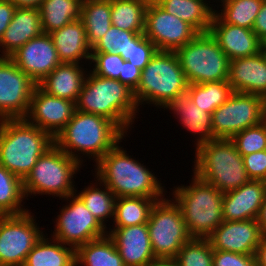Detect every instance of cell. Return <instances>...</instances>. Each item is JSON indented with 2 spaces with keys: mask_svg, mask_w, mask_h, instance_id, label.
Segmentation results:
<instances>
[{
  "mask_svg": "<svg viewBox=\"0 0 266 266\" xmlns=\"http://www.w3.org/2000/svg\"><path fill=\"white\" fill-rule=\"evenodd\" d=\"M119 141L96 164L93 176L119 197H146L156 201L168 193L161 180L138 160L134 159Z\"/></svg>",
  "mask_w": 266,
  "mask_h": 266,
  "instance_id": "6da1fadb",
  "label": "cell"
},
{
  "mask_svg": "<svg viewBox=\"0 0 266 266\" xmlns=\"http://www.w3.org/2000/svg\"><path fill=\"white\" fill-rule=\"evenodd\" d=\"M127 136L129 135L108 118L75 110L72 119L55 137L54 143L84 166V158H92L96 164Z\"/></svg>",
  "mask_w": 266,
  "mask_h": 266,
  "instance_id": "7a4b0ae2",
  "label": "cell"
},
{
  "mask_svg": "<svg viewBox=\"0 0 266 266\" xmlns=\"http://www.w3.org/2000/svg\"><path fill=\"white\" fill-rule=\"evenodd\" d=\"M75 105L81 112L108 118L126 135L134 128L132 124L140 111L133 90L117 79L101 77L91 70L87 72Z\"/></svg>",
  "mask_w": 266,
  "mask_h": 266,
  "instance_id": "3957f363",
  "label": "cell"
},
{
  "mask_svg": "<svg viewBox=\"0 0 266 266\" xmlns=\"http://www.w3.org/2000/svg\"><path fill=\"white\" fill-rule=\"evenodd\" d=\"M54 139L25 118L0 120V165L22 180Z\"/></svg>",
  "mask_w": 266,
  "mask_h": 266,
  "instance_id": "277c9868",
  "label": "cell"
},
{
  "mask_svg": "<svg viewBox=\"0 0 266 266\" xmlns=\"http://www.w3.org/2000/svg\"><path fill=\"white\" fill-rule=\"evenodd\" d=\"M189 185H178L172 199L180 207L191 238L207 239L223 222V193L192 174Z\"/></svg>",
  "mask_w": 266,
  "mask_h": 266,
  "instance_id": "5b68a950",
  "label": "cell"
},
{
  "mask_svg": "<svg viewBox=\"0 0 266 266\" xmlns=\"http://www.w3.org/2000/svg\"><path fill=\"white\" fill-rule=\"evenodd\" d=\"M188 85L175 51H157L142 70L134 98L139 109L142 104L160 109L186 94Z\"/></svg>",
  "mask_w": 266,
  "mask_h": 266,
  "instance_id": "8992f818",
  "label": "cell"
},
{
  "mask_svg": "<svg viewBox=\"0 0 266 266\" xmlns=\"http://www.w3.org/2000/svg\"><path fill=\"white\" fill-rule=\"evenodd\" d=\"M194 151L193 173L223 194L250 180L243 157L231 139L217 138Z\"/></svg>",
  "mask_w": 266,
  "mask_h": 266,
  "instance_id": "52a82bcc",
  "label": "cell"
},
{
  "mask_svg": "<svg viewBox=\"0 0 266 266\" xmlns=\"http://www.w3.org/2000/svg\"><path fill=\"white\" fill-rule=\"evenodd\" d=\"M81 167L82 164L54 143L39 157L31 172L23 180L26 199L32 198V194V196L41 194L59 197L60 200L74 194L77 188L73 178L77 172H80Z\"/></svg>",
  "mask_w": 266,
  "mask_h": 266,
  "instance_id": "ba28073f",
  "label": "cell"
},
{
  "mask_svg": "<svg viewBox=\"0 0 266 266\" xmlns=\"http://www.w3.org/2000/svg\"><path fill=\"white\" fill-rule=\"evenodd\" d=\"M175 53L189 84L228 81L230 60L210 32L198 33Z\"/></svg>",
  "mask_w": 266,
  "mask_h": 266,
  "instance_id": "9c48e42d",
  "label": "cell"
},
{
  "mask_svg": "<svg viewBox=\"0 0 266 266\" xmlns=\"http://www.w3.org/2000/svg\"><path fill=\"white\" fill-rule=\"evenodd\" d=\"M147 227L156 258H176L181 247L191 239L180 207L169 197L152 206Z\"/></svg>",
  "mask_w": 266,
  "mask_h": 266,
  "instance_id": "30bf717a",
  "label": "cell"
},
{
  "mask_svg": "<svg viewBox=\"0 0 266 266\" xmlns=\"http://www.w3.org/2000/svg\"><path fill=\"white\" fill-rule=\"evenodd\" d=\"M266 120V99L248 93L233 92L229 99L212 113L216 138L231 139L235 134Z\"/></svg>",
  "mask_w": 266,
  "mask_h": 266,
  "instance_id": "8fae6325",
  "label": "cell"
},
{
  "mask_svg": "<svg viewBox=\"0 0 266 266\" xmlns=\"http://www.w3.org/2000/svg\"><path fill=\"white\" fill-rule=\"evenodd\" d=\"M32 212L0 215V266H23L27 254L46 234Z\"/></svg>",
  "mask_w": 266,
  "mask_h": 266,
  "instance_id": "7c38bea8",
  "label": "cell"
},
{
  "mask_svg": "<svg viewBox=\"0 0 266 266\" xmlns=\"http://www.w3.org/2000/svg\"><path fill=\"white\" fill-rule=\"evenodd\" d=\"M61 200L68 204H63L59 209L51 237L76 250L80 245L108 234V229L91 214L75 193Z\"/></svg>",
  "mask_w": 266,
  "mask_h": 266,
  "instance_id": "4fadbf2b",
  "label": "cell"
},
{
  "mask_svg": "<svg viewBox=\"0 0 266 266\" xmlns=\"http://www.w3.org/2000/svg\"><path fill=\"white\" fill-rule=\"evenodd\" d=\"M36 86L9 57H0V120L25 118Z\"/></svg>",
  "mask_w": 266,
  "mask_h": 266,
  "instance_id": "5bb4252c",
  "label": "cell"
},
{
  "mask_svg": "<svg viewBox=\"0 0 266 266\" xmlns=\"http://www.w3.org/2000/svg\"><path fill=\"white\" fill-rule=\"evenodd\" d=\"M199 32L189 23L167 13L156 2L146 9L144 35L158 51H176L190 42Z\"/></svg>",
  "mask_w": 266,
  "mask_h": 266,
  "instance_id": "9a60e30c",
  "label": "cell"
},
{
  "mask_svg": "<svg viewBox=\"0 0 266 266\" xmlns=\"http://www.w3.org/2000/svg\"><path fill=\"white\" fill-rule=\"evenodd\" d=\"M75 110V102L48 95L37 85L25 119L55 139L72 119Z\"/></svg>",
  "mask_w": 266,
  "mask_h": 266,
  "instance_id": "2e32d148",
  "label": "cell"
},
{
  "mask_svg": "<svg viewBox=\"0 0 266 266\" xmlns=\"http://www.w3.org/2000/svg\"><path fill=\"white\" fill-rule=\"evenodd\" d=\"M9 58L37 85L61 63L48 33L29 40Z\"/></svg>",
  "mask_w": 266,
  "mask_h": 266,
  "instance_id": "e0dca14e",
  "label": "cell"
},
{
  "mask_svg": "<svg viewBox=\"0 0 266 266\" xmlns=\"http://www.w3.org/2000/svg\"><path fill=\"white\" fill-rule=\"evenodd\" d=\"M264 234L257 219L223 221L207 239L213 250L255 255Z\"/></svg>",
  "mask_w": 266,
  "mask_h": 266,
  "instance_id": "ac0fdd59",
  "label": "cell"
},
{
  "mask_svg": "<svg viewBox=\"0 0 266 266\" xmlns=\"http://www.w3.org/2000/svg\"><path fill=\"white\" fill-rule=\"evenodd\" d=\"M108 235L113 239L125 266H146L156 259L153 254L147 223L113 227Z\"/></svg>",
  "mask_w": 266,
  "mask_h": 266,
  "instance_id": "d6986e66",
  "label": "cell"
},
{
  "mask_svg": "<svg viewBox=\"0 0 266 266\" xmlns=\"http://www.w3.org/2000/svg\"><path fill=\"white\" fill-rule=\"evenodd\" d=\"M209 32L229 60L254 56L262 51L261 40L252 29L224 23L215 13Z\"/></svg>",
  "mask_w": 266,
  "mask_h": 266,
  "instance_id": "ffe728a7",
  "label": "cell"
},
{
  "mask_svg": "<svg viewBox=\"0 0 266 266\" xmlns=\"http://www.w3.org/2000/svg\"><path fill=\"white\" fill-rule=\"evenodd\" d=\"M266 194V182L249 180L223 194V221L257 219Z\"/></svg>",
  "mask_w": 266,
  "mask_h": 266,
  "instance_id": "44dd1931",
  "label": "cell"
},
{
  "mask_svg": "<svg viewBox=\"0 0 266 266\" xmlns=\"http://www.w3.org/2000/svg\"><path fill=\"white\" fill-rule=\"evenodd\" d=\"M228 83L234 92L259 95L266 99V54L230 60Z\"/></svg>",
  "mask_w": 266,
  "mask_h": 266,
  "instance_id": "7402d4cb",
  "label": "cell"
},
{
  "mask_svg": "<svg viewBox=\"0 0 266 266\" xmlns=\"http://www.w3.org/2000/svg\"><path fill=\"white\" fill-rule=\"evenodd\" d=\"M162 109L172 111L174 117L178 118L177 122H181L183 128H186L185 130L189 131L190 134L194 133V136L197 134L196 141H194L195 150L217 139L213 133L212 114L199 109L187 93L170 101Z\"/></svg>",
  "mask_w": 266,
  "mask_h": 266,
  "instance_id": "603a6c76",
  "label": "cell"
},
{
  "mask_svg": "<svg viewBox=\"0 0 266 266\" xmlns=\"http://www.w3.org/2000/svg\"><path fill=\"white\" fill-rule=\"evenodd\" d=\"M43 33L41 16L36 8H16L0 39V57H10L29 40Z\"/></svg>",
  "mask_w": 266,
  "mask_h": 266,
  "instance_id": "cb8c5ba5",
  "label": "cell"
},
{
  "mask_svg": "<svg viewBox=\"0 0 266 266\" xmlns=\"http://www.w3.org/2000/svg\"><path fill=\"white\" fill-rule=\"evenodd\" d=\"M61 63L80 64L91 61L92 48L87 41L85 27L81 19L49 33ZM82 60V61H81Z\"/></svg>",
  "mask_w": 266,
  "mask_h": 266,
  "instance_id": "d4e9b609",
  "label": "cell"
},
{
  "mask_svg": "<svg viewBox=\"0 0 266 266\" xmlns=\"http://www.w3.org/2000/svg\"><path fill=\"white\" fill-rule=\"evenodd\" d=\"M83 66L84 61L83 64L60 63L38 86L48 95L76 103L88 72Z\"/></svg>",
  "mask_w": 266,
  "mask_h": 266,
  "instance_id": "484cf974",
  "label": "cell"
},
{
  "mask_svg": "<svg viewBox=\"0 0 266 266\" xmlns=\"http://www.w3.org/2000/svg\"><path fill=\"white\" fill-rule=\"evenodd\" d=\"M47 235L27 254L23 266H76L75 249Z\"/></svg>",
  "mask_w": 266,
  "mask_h": 266,
  "instance_id": "4316f807",
  "label": "cell"
},
{
  "mask_svg": "<svg viewBox=\"0 0 266 266\" xmlns=\"http://www.w3.org/2000/svg\"><path fill=\"white\" fill-rule=\"evenodd\" d=\"M76 266H125L113 239L107 234L75 250Z\"/></svg>",
  "mask_w": 266,
  "mask_h": 266,
  "instance_id": "83f0119b",
  "label": "cell"
},
{
  "mask_svg": "<svg viewBox=\"0 0 266 266\" xmlns=\"http://www.w3.org/2000/svg\"><path fill=\"white\" fill-rule=\"evenodd\" d=\"M167 13L189 23L199 33L209 32L214 12L205 0H156Z\"/></svg>",
  "mask_w": 266,
  "mask_h": 266,
  "instance_id": "f1b7e54d",
  "label": "cell"
},
{
  "mask_svg": "<svg viewBox=\"0 0 266 266\" xmlns=\"http://www.w3.org/2000/svg\"><path fill=\"white\" fill-rule=\"evenodd\" d=\"M94 180L96 181L95 183L91 181L93 183L79 192L76 190L75 194L83 201L91 214L97 218L105 228H108L106 223L109 219L113 221L117 197L105 184L98 180L97 177L94 176Z\"/></svg>",
  "mask_w": 266,
  "mask_h": 266,
  "instance_id": "f546056e",
  "label": "cell"
},
{
  "mask_svg": "<svg viewBox=\"0 0 266 266\" xmlns=\"http://www.w3.org/2000/svg\"><path fill=\"white\" fill-rule=\"evenodd\" d=\"M82 4L79 0H43L39 7L43 33H51L80 19Z\"/></svg>",
  "mask_w": 266,
  "mask_h": 266,
  "instance_id": "4dcf8cb0",
  "label": "cell"
},
{
  "mask_svg": "<svg viewBox=\"0 0 266 266\" xmlns=\"http://www.w3.org/2000/svg\"><path fill=\"white\" fill-rule=\"evenodd\" d=\"M147 0H111V22L119 29L144 33Z\"/></svg>",
  "mask_w": 266,
  "mask_h": 266,
  "instance_id": "1f68e13d",
  "label": "cell"
},
{
  "mask_svg": "<svg viewBox=\"0 0 266 266\" xmlns=\"http://www.w3.org/2000/svg\"><path fill=\"white\" fill-rule=\"evenodd\" d=\"M80 19L85 27L87 41L92 48L112 25L111 0L83 4Z\"/></svg>",
  "mask_w": 266,
  "mask_h": 266,
  "instance_id": "d6a6232c",
  "label": "cell"
},
{
  "mask_svg": "<svg viewBox=\"0 0 266 266\" xmlns=\"http://www.w3.org/2000/svg\"><path fill=\"white\" fill-rule=\"evenodd\" d=\"M156 200L146 197H119L115 201L112 227H128L147 223Z\"/></svg>",
  "mask_w": 266,
  "mask_h": 266,
  "instance_id": "836d02e7",
  "label": "cell"
},
{
  "mask_svg": "<svg viewBox=\"0 0 266 266\" xmlns=\"http://www.w3.org/2000/svg\"><path fill=\"white\" fill-rule=\"evenodd\" d=\"M23 180L0 165V215H20L29 211Z\"/></svg>",
  "mask_w": 266,
  "mask_h": 266,
  "instance_id": "e575fe53",
  "label": "cell"
},
{
  "mask_svg": "<svg viewBox=\"0 0 266 266\" xmlns=\"http://www.w3.org/2000/svg\"><path fill=\"white\" fill-rule=\"evenodd\" d=\"M233 92L228 81L189 84L187 89V94L192 102L199 109L211 114L224 104Z\"/></svg>",
  "mask_w": 266,
  "mask_h": 266,
  "instance_id": "d590c367",
  "label": "cell"
},
{
  "mask_svg": "<svg viewBox=\"0 0 266 266\" xmlns=\"http://www.w3.org/2000/svg\"><path fill=\"white\" fill-rule=\"evenodd\" d=\"M264 0H231L214 13L227 24L252 29Z\"/></svg>",
  "mask_w": 266,
  "mask_h": 266,
  "instance_id": "8d00e7d4",
  "label": "cell"
},
{
  "mask_svg": "<svg viewBox=\"0 0 266 266\" xmlns=\"http://www.w3.org/2000/svg\"><path fill=\"white\" fill-rule=\"evenodd\" d=\"M175 259L180 266H213V249L208 239L191 238Z\"/></svg>",
  "mask_w": 266,
  "mask_h": 266,
  "instance_id": "74e56055",
  "label": "cell"
},
{
  "mask_svg": "<svg viewBox=\"0 0 266 266\" xmlns=\"http://www.w3.org/2000/svg\"><path fill=\"white\" fill-rule=\"evenodd\" d=\"M140 33L129 32L111 25L109 30L92 47V53H117L127 60V49Z\"/></svg>",
  "mask_w": 266,
  "mask_h": 266,
  "instance_id": "f35d334b",
  "label": "cell"
},
{
  "mask_svg": "<svg viewBox=\"0 0 266 266\" xmlns=\"http://www.w3.org/2000/svg\"><path fill=\"white\" fill-rule=\"evenodd\" d=\"M231 140L242 157L266 150V120L235 134Z\"/></svg>",
  "mask_w": 266,
  "mask_h": 266,
  "instance_id": "ab89813d",
  "label": "cell"
},
{
  "mask_svg": "<svg viewBox=\"0 0 266 266\" xmlns=\"http://www.w3.org/2000/svg\"><path fill=\"white\" fill-rule=\"evenodd\" d=\"M124 59L117 53H91V71L104 78L119 79ZM94 63V64H93ZM93 64V66H92Z\"/></svg>",
  "mask_w": 266,
  "mask_h": 266,
  "instance_id": "60d3db41",
  "label": "cell"
},
{
  "mask_svg": "<svg viewBox=\"0 0 266 266\" xmlns=\"http://www.w3.org/2000/svg\"><path fill=\"white\" fill-rule=\"evenodd\" d=\"M157 51V47L145 37L144 33H140L131 41L126 61L143 70Z\"/></svg>",
  "mask_w": 266,
  "mask_h": 266,
  "instance_id": "b9f144b4",
  "label": "cell"
},
{
  "mask_svg": "<svg viewBox=\"0 0 266 266\" xmlns=\"http://www.w3.org/2000/svg\"><path fill=\"white\" fill-rule=\"evenodd\" d=\"M243 160L250 180L266 182V150L245 155Z\"/></svg>",
  "mask_w": 266,
  "mask_h": 266,
  "instance_id": "7bdbcfd3",
  "label": "cell"
},
{
  "mask_svg": "<svg viewBox=\"0 0 266 266\" xmlns=\"http://www.w3.org/2000/svg\"><path fill=\"white\" fill-rule=\"evenodd\" d=\"M213 266H256L255 255L213 250Z\"/></svg>",
  "mask_w": 266,
  "mask_h": 266,
  "instance_id": "ee69618b",
  "label": "cell"
},
{
  "mask_svg": "<svg viewBox=\"0 0 266 266\" xmlns=\"http://www.w3.org/2000/svg\"><path fill=\"white\" fill-rule=\"evenodd\" d=\"M141 73V69L125 60L118 80L134 91L138 87Z\"/></svg>",
  "mask_w": 266,
  "mask_h": 266,
  "instance_id": "f6af8a7d",
  "label": "cell"
},
{
  "mask_svg": "<svg viewBox=\"0 0 266 266\" xmlns=\"http://www.w3.org/2000/svg\"><path fill=\"white\" fill-rule=\"evenodd\" d=\"M16 8L10 0H0V39L8 28Z\"/></svg>",
  "mask_w": 266,
  "mask_h": 266,
  "instance_id": "bcb514c9",
  "label": "cell"
},
{
  "mask_svg": "<svg viewBox=\"0 0 266 266\" xmlns=\"http://www.w3.org/2000/svg\"><path fill=\"white\" fill-rule=\"evenodd\" d=\"M252 30L261 41L266 37V0H264L257 17L255 18Z\"/></svg>",
  "mask_w": 266,
  "mask_h": 266,
  "instance_id": "7dc6e473",
  "label": "cell"
},
{
  "mask_svg": "<svg viewBox=\"0 0 266 266\" xmlns=\"http://www.w3.org/2000/svg\"><path fill=\"white\" fill-rule=\"evenodd\" d=\"M256 266H266V234L262 237L255 251Z\"/></svg>",
  "mask_w": 266,
  "mask_h": 266,
  "instance_id": "c3c4849f",
  "label": "cell"
},
{
  "mask_svg": "<svg viewBox=\"0 0 266 266\" xmlns=\"http://www.w3.org/2000/svg\"><path fill=\"white\" fill-rule=\"evenodd\" d=\"M17 8L39 9L43 0H10Z\"/></svg>",
  "mask_w": 266,
  "mask_h": 266,
  "instance_id": "681fc988",
  "label": "cell"
},
{
  "mask_svg": "<svg viewBox=\"0 0 266 266\" xmlns=\"http://www.w3.org/2000/svg\"><path fill=\"white\" fill-rule=\"evenodd\" d=\"M146 266H180L175 258H156Z\"/></svg>",
  "mask_w": 266,
  "mask_h": 266,
  "instance_id": "f907efd6",
  "label": "cell"
},
{
  "mask_svg": "<svg viewBox=\"0 0 266 266\" xmlns=\"http://www.w3.org/2000/svg\"><path fill=\"white\" fill-rule=\"evenodd\" d=\"M257 222L259 226L261 227V230L266 234V194H265L264 202L260 208V211L257 217Z\"/></svg>",
  "mask_w": 266,
  "mask_h": 266,
  "instance_id": "816d5d0a",
  "label": "cell"
},
{
  "mask_svg": "<svg viewBox=\"0 0 266 266\" xmlns=\"http://www.w3.org/2000/svg\"><path fill=\"white\" fill-rule=\"evenodd\" d=\"M206 1V4H207V6L213 11V12H215L216 10H218L219 9V7L220 6H222V5H224V4H226V3H228L229 1H231V0H212L213 2H216V3H220V4H217V5H215V4H210L211 3V0H209V1H207V0H205ZM218 1V2H217ZM209 2V3H208ZM212 5H215L216 7H217V9L215 8V6H214V8H213V6Z\"/></svg>",
  "mask_w": 266,
  "mask_h": 266,
  "instance_id": "f5cc1de1",
  "label": "cell"
},
{
  "mask_svg": "<svg viewBox=\"0 0 266 266\" xmlns=\"http://www.w3.org/2000/svg\"><path fill=\"white\" fill-rule=\"evenodd\" d=\"M262 51L266 54V37L261 41Z\"/></svg>",
  "mask_w": 266,
  "mask_h": 266,
  "instance_id": "db71d44e",
  "label": "cell"
},
{
  "mask_svg": "<svg viewBox=\"0 0 266 266\" xmlns=\"http://www.w3.org/2000/svg\"><path fill=\"white\" fill-rule=\"evenodd\" d=\"M95 1H101V0H79V2L83 5L85 3H89V2H95Z\"/></svg>",
  "mask_w": 266,
  "mask_h": 266,
  "instance_id": "11a10c76",
  "label": "cell"
}]
</instances>
